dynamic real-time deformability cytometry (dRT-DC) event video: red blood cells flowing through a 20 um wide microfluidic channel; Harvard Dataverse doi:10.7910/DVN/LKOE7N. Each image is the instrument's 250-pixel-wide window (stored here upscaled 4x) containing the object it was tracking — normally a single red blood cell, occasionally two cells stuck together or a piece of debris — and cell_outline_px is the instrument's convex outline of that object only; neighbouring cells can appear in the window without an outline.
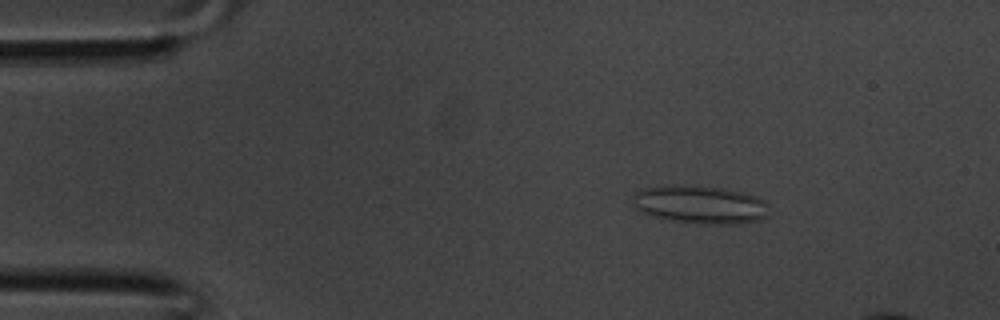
{"species": "common noctule bat (a hibernating species)", "species_latin": "Nyctalus noctula", "temperature_condition": "room temperature", "stored_images_in_passage": 12, "segment_of_instrument_passage": [1, 2], "camera_frame_rate_fps": 3000, "um_per_image_px": 0.085, "animal": {"sex": "male", "body_mass_g": 20.1, "forearm_length_mm": 53.5}, "frame": {"image": 1, "passage_image": 6, "time_ms": 1.667, "image_size_px": [1000, 320], "cell_outline_px": [[768, 204], [764, 216], [760, 220], [740, 224], [704, 224], [672, 220], [648, 216], [636, 212], [632, 196], [632, 192], [644, 188], [672, 184], [724, 188], [740, 192], [764, 200]], "centroid_in_image_um": [59.4, 17.39], "position_along_channel_um": 25.6, "area_um2": 30.52}}